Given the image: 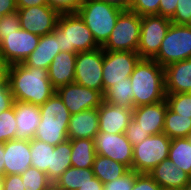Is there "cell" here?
I'll return each mask as SVG.
<instances>
[{"mask_svg":"<svg viewBox=\"0 0 191 190\" xmlns=\"http://www.w3.org/2000/svg\"><path fill=\"white\" fill-rule=\"evenodd\" d=\"M188 139H189V141H190V143H191V134L188 136Z\"/></svg>","mask_w":191,"mask_h":190,"instance_id":"55","label":"cell"},{"mask_svg":"<svg viewBox=\"0 0 191 190\" xmlns=\"http://www.w3.org/2000/svg\"><path fill=\"white\" fill-rule=\"evenodd\" d=\"M31 167L30 140L16 138L4 143V175H21Z\"/></svg>","mask_w":191,"mask_h":190,"instance_id":"16","label":"cell"},{"mask_svg":"<svg viewBox=\"0 0 191 190\" xmlns=\"http://www.w3.org/2000/svg\"><path fill=\"white\" fill-rule=\"evenodd\" d=\"M41 120L34 139L56 146L68 139L70 111L55 92L40 105Z\"/></svg>","mask_w":191,"mask_h":190,"instance_id":"3","label":"cell"},{"mask_svg":"<svg viewBox=\"0 0 191 190\" xmlns=\"http://www.w3.org/2000/svg\"><path fill=\"white\" fill-rule=\"evenodd\" d=\"M11 65L0 55V86L8 84Z\"/></svg>","mask_w":191,"mask_h":190,"instance_id":"46","label":"cell"},{"mask_svg":"<svg viewBox=\"0 0 191 190\" xmlns=\"http://www.w3.org/2000/svg\"><path fill=\"white\" fill-rule=\"evenodd\" d=\"M163 190H183L191 176L178 168L169 158L163 160L148 173Z\"/></svg>","mask_w":191,"mask_h":190,"instance_id":"19","label":"cell"},{"mask_svg":"<svg viewBox=\"0 0 191 190\" xmlns=\"http://www.w3.org/2000/svg\"><path fill=\"white\" fill-rule=\"evenodd\" d=\"M25 190H45L52 182L45 172L35 167H29L21 174Z\"/></svg>","mask_w":191,"mask_h":190,"instance_id":"33","label":"cell"},{"mask_svg":"<svg viewBox=\"0 0 191 190\" xmlns=\"http://www.w3.org/2000/svg\"><path fill=\"white\" fill-rule=\"evenodd\" d=\"M123 10L99 0H85L76 11L102 47L109 39Z\"/></svg>","mask_w":191,"mask_h":190,"instance_id":"5","label":"cell"},{"mask_svg":"<svg viewBox=\"0 0 191 190\" xmlns=\"http://www.w3.org/2000/svg\"><path fill=\"white\" fill-rule=\"evenodd\" d=\"M139 173L129 169L122 177L103 185V190H132Z\"/></svg>","mask_w":191,"mask_h":190,"instance_id":"37","label":"cell"},{"mask_svg":"<svg viewBox=\"0 0 191 190\" xmlns=\"http://www.w3.org/2000/svg\"><path fill=\"white\" fill-rule=\"evenodd\" d=\"M171 23L169 18L159 15L141 17L140 40L137 48L141 59H154L157 56Z\"/></svg>","mask_w":191,"mask_h":190,"instance_id":"11","label":"cell"},{"mask_svg":"<svg viewBox=\"0 0 191 190\" xmlns=\"http://www.w3.org/2000/svg\"><path fill=\"white\" fill-rule=\"evenodd\" d=\"M16 128L14 106L0 111V142L16 139Z\"/></svg>","mask_w":191,"mask_h":190,"instance_id":"35","label":"cell"},{"mask_svg":"<svg viewBox=\"0 0 191 190\" xmlns=\"http://www.w3.org/2000/svg\"><path fill=\"white\" fill-rule=\"evenodd\" d=\"M14 103L13 95L10 91L9 85L0 86V111L7 110L12 107Z\"/></svg>","mask_w":191,"mask_h":190,"instance_id":"43","label":"cell"},{"mask_svg":"<svg viewBox=\"0 0 191 190\" xmlns=\"http://www.w3.org/2000/svg\"><path fill=\"white\" fill-rule=\"evenodd\" d=\"M132 115L133 109H125L116 104L103 101L98 107L99 132L125 133Z\"/></svg>","mask_w":191,"mask_h":190,"instance_id":"17","label":"cell"},{"mask_svg":"<svg viewBox=\"0 0 191 190\" xmlns=\"http://www.w3.org/2000/svg\"><path fill=\"white\" fill-rule=\"evenodd\" d=\"M110 5H113L121 10H129L130 0H99Z\"/></svg>","mask_w":191,"mask_h":190,"instance_id":"50","label":"cell"},{"mask_svg":"<svg viewBox=\"0 0 191 190\" xmlns=\"http://www.w3.org/2000/svg\"><path fill=\"white\" fill-rule=\"evenodd\" d=\"M3 190H25L21 175H5Z\"/></svg>","mask_w":191,"mask_h":190,"instance_id":"44","label":"cell"},{"mask_svg":"<svg viewBox=\"0 0 191 190\" xmlns=\"http://www.w3.org/2000/svg\"><path fill=\"white\" fill-rule=\"evenodd\" d=\"M71 140L59 143L51 151V167H48L46 175L48 179L54 183L63 172L72 166L71 163Z\"/></svg>","mask_w":191,"mask_h":190,"instance_id":"25","label":"cell"},{"mask_svg":"<svg viewBox=\"0 0 191 190\" xmlns=\"http://www.w3.org/2000/svg\"><path fill=\"white\" fill-rule=\"evenodd\" d=\"M137 52L103 50V87L104 92L112 85L124 82L130 77L140 60Z\"/></svg>","mask_w":191,"mask_h":190,"instance_id":"10","label":"cell"},{"mask_svg":"<svg viewBox=\"0 0 191 190\" xmlns=\"http://www.w3.org/2000/svg\"><path fill=\"white\" fill-rule=\"evenodd\" d=\"M95 178L92 168H76L71 166L54 182L60 190H78L85 183Z\"/></svg>","mask_w":191,"mask_h":190,"instance_id":"28","label":"cell"},{"mask_svg":"<svg viewBox=\"0 0 191 190\" xmlns=\"http://www.w3.org/2000/svg\"><path fill=\"white\" fill-rule=\"evenodd\" d=\"M55 146L39 141L37 139L30 140L31 166L40 171L47 172L51 167V151Z\"/></svg>","mask_w":191,"mask_h":190,"instance_id":"32","label":"cell"},{"mask_svg":"<svg viewBox=\"0 0 191 190\" xmlns=\"http://www.w3.org/2000/svg\"><path fill=\"white\" fill-rule=\"evenodd\" d=\"M8 85L14 100L38 106L56 92L48 78V70L27 67L22 63L11 65Z\"/></svg>","mask_w":191,"mask_h":190,"instance_id":"1","label":"cell"},{"mask_svg":"<svg viewBox=\"0 0 191 190\" xmlns=\"http://www.w3.org/2000/svg\"><path fill=\"white\" fill-rule=\"evenodd\" d=\"M45 190H60V189L54 183H52Z\"/></svg>","mask_w":191,"mask_h":190,"instance_id":"53","label":"cell"},{"mask_svg":"<svg viewBox=\"0 0 191 190\" xmlns=\"http://www.w3.org/2000/svg\"><path fill=\"white\" fill-rule=\"evenodd\" d=\"M96 154L111 158L132 170L133 146L125 133L98 132L94 138Z\"/></svg>","mask_w":191,"mask_h":190,"instance_id":"13","label":"cell"},{"mask_svg":"<svg viewBox=\"0 0 191 190\" xmlns=\"http://www.w3.org/2000/svg\"><path fill=\"white\" fill-rule=\"evenodd\" d=\"M17 9L48 5L47 0H16Z\"/></svg>","mask_w":191,"mask_h":190,"instance_id":"48","label":"cell"},{"mask_svg":"<svg viewBox=\"0 0 191 190\" xmlns=\"http://www.w3.org/2000/svg\"><path fill=\"white\" fill-rule=\"evenodd\" d=\"M134 108L166 98L165 71L154 59H140L130 75Z\"/></svg>","mask_w":191,"mask_h":190,"instance_id":"2","label":"cell"},{"mask_svg":"<svg viewBox=\"0 0 191 190\" xmlns=\"http://www.w3.org/2000/svg\"><path fill=\"white\" fill-rule=\"evenodd\" d=\"M168 158L191 176V143L188 137L171 139Z\"/></svg>","mask_w":191,"mask_h":190,"instance_id":"29","label":"cell"},{"mask_svg":"<svg viewBox=\"0 0 191 190\" xmlns=\"http://www.w3.org/2000/svg\"><path fill=\"white\" fill-rule=\"evenodd\" d=\"M17 13L20 19V28L39 36L52 33L61 14L49 5L19 8Z\"/></svg>","mask_w":191,"mask_h":190,"instance_id":"12","label":"cell"},{"mask_svg":"<svg viewBox=\"0 0 191 190\" xmlns=\"http://www.w3.org/2000/svg\"><path fill=\"white\" fill-rule=\"evenodd\" d=\"M98 132V108L71 115L68 124V139H94Z\"/></svg>","mask_w":191,"mask_h":190,"instance_id":"22","label":"cell"},{"mask_svg":"<svg viewBox=\"0 0 191 190\" xmlns=\"http://www.w3.org/2000/svg\"><path fill=\"white\" fill-rule=\"evenodd\" d=\"M168 107L175 113L191 118V93H166Z\"/></svg>","mask_w":191,"mask_h":190,"instance_id":"34","label":"cell"},{"mask_svg":"<svg viewBox=\"0 0 191 190\" xmlns=\"http://www.w3.org/2000/svg\"><path fill=\"white\" fill-rule=\"evenodd\" d=\"M13 106L17 125L16 138L33 139L41 120L40 107L16 100Z\"/></svg>","mask_w":191,"mask_h":190,"instance_id":"20","label":"cell"},{"mask_svg":"<svg viewBox=\"0 0 191 190\" xmlns=\"http://www.w3.org/2000/svg\"><path fill=\"white\" fill-rule=\"evenodd\" d=\"M4 179L5 175H0V190L4 189Z\"/></svg>","mask_w":191,"mask_h":190,"instance_id":"52","label":"cell"},{"mask_svg":"<svg viewBox=\"0 0 191 190\" xmlns=\"http://www.w3.org/2000/svg\"><path fill=\"white\" fill-rule=\"evenodd\" d=\"M125 135L132 144V146L138 145L140 142L150 136L146 131L141 128L140 124L133 120V118L126 128Z\"/></svg>","mask_w":191,"mask_h":190,"instance_id":"40","label":"cell"},{"mask_svg":"<svg viewBox=\"0 0 191 190\" xmlns=\"http://www.w3.org/2000/svg\"><path fill=\"white\" fill-rule=\"evenodd\" d=\"M191 58V25L171 23L154 60L163 68Z\"/></svg>","mask_w":191,"mask_h":190,"instance_id":"7","label":"cell"},{"mask_svg":"<svg viewBox=\"0 0 191 190\" xmlns=\"http://www.w3.org/2000/svg\"><path fill=\"white\" fill-rule=\"evenodd\" d=\"M171 139L164 133L150 135L133 146L132 170L136 173H149L168 158Z\"/></svg>","mask_w":191,"mask_h":190,"instance_id":"8","label":"cell"},{"mask_svg":"<svg viewBox=\"0 0 191 190\" xmlns=\"http://www.w3.org/2000/svg\"><path fill=\"white\" fill-rule=\"evenodd\" d=\"M71 140V163L76 168H92L96 156L94 139Z\"/></svg>","mask_w":191,"mask_h":190,"instance_id":"26","label":"cell"},{"mask_svg":"<svg viewBox=\"0 0 191 190\" xmlns=\"http://www.w3.org/2000/svg\"><path fill=\"white\" fill-rule=\"evenodd\" d=\"M103 183L95 177L92 181L85 183L78 190H103Z\"/></svg>","mask_w":191,"mask_h":190,"instance_id":"49","label":"cell"},{"mask_svg":"<svg viewBox=\"0 0 191 190\" xmlns=\"http://www.w3.org/2000/svg\"><path fill=\"white\" fill-rule=\"evenodd\" d=\"M84 1L85 0H47V3L60 13H70L76 12Z\"/></svg>","mask_w":191,"mask_h":190,"instance_id":"41","label":"cell"},{"mask_svg":"<svg viewBox=\"0 0 191 190\" xmlns=\"http://www.w3.org/2000/svg\"><path fill=\"white\" fill-rule=\"evenodd\" d=\"M183 190H191V181L188 183V185Z\"/></svg>","mask_w":191,"mask_h":190,"instance_id":"54","label":"cell"},{"mask_svg":"<svg viewBox=\"0 0 191 190\" xmlns=\"http://www.w3.org/2000/svg\"><path fill=\"white\" fill-rule=\"evenodd\" d=\"M20 28L19 15L16 12L0 16V42L7 37L8 34L17 31Z\"/></svg>","mask_w":191,"mask_h":190,"instance_id":"39","label":"cell"},{"mask_svg":"<svg viewBox=\"0 0 191 190\" xmlns=\"http://www.w3.org/2000/svg\"><path fill=\"white\" fill-rule=\"evenodd\" d=\"M132 190H163L148 173H139Z\"/></svg>","mask_w":191,"mask_h":190,"instance_id":"42","label":"cell"},{"mask_svg":"<svg viewBox=\"0 0 191 190\" xmlns=\"http://www.w3.org/2000/svg\"><path fill=\"white\" fill-rule=\"evenodd\" d=\"M103 101L125 109H133V90L130 77L125 78L124 82L116 83L108 88L103 94Z\"/></svg>","mask_w":191,"mask_h":190,"instance_id":"30","label":"cell"},{"mask_svg":"<svg viewBox=\"0 0 191 190\" xmlns=\"http://www.w3.org/2000/svg\"><path fill=\"white\" fill-rule=\"evenodd\" d=\"M40 36L19 28L0 42V55L10 64L23 63L34 51Z\"/></svg>","mask_w":191,"mask_h":190,"instance_id":"14","label":"cell"},{"mask_svg":"<svg viewBox=\"0 0 191 190\" xmlns=\"http://www.w3.org/2000/svg\"><path fill=\"white\" fill-rule=\"evenodd\" d=\"M60 51L58 40L53 33L40 36L37 47L22 64L27 67L48 70L51 62Z\"/></svg>","mask_w":191,"mask_h":190,"instance_id":"24","label":"cell"},{"mask_svg":"<svg viewBox=\"0 0 191 190\" xmlns=\"http://www.w3.org/2000/svg\"><path fill=\"white\" fill-rule=\"evenodd\" d=\"M170 20L176 25H191V0H178L174 16Z\"/></svg>","mask_w":191,"mask_h":190,"instance_id":"38","label":"cell"},{"mask_svg":"<svg viewBox=\"0 0 191 190\" xmlns=\"http://www.w3.org/2000/svg\"><path fill=\"white\" fill-rule=\"evenodd\" d=\"M0 175H4V143L0 142Z\"/></svg>","mask_w":191,"mask_h":190,"instance_id":"51","label":"cell"},{"mask_svg":"<svg viewBox=\"0 0 191 190\" xmlns=\"http://www.w3.org/2000/svg\"><path fill=\"white\" fill-rule=\"evenodd\" d=\"M56 93L71 115L84 110L98 108L103 102V94L77 83H69L56 89Z\"/></svg>","mask_w":191,"mask_h":190,"instance_id":"15","label":"cell"},{"mask_svg":"<svg viewBox=\"0 0 191 190\" xmlns=\"http://www.w3.org/2000/svg\"><path fill=\"white\" fill-rule=\"evenodd\" d=\"M16 0H0V16L16 12Z\"/></svg>","mask_w":191,"mask_h":190,"instance_id":"47","label":"cell"},{"mask_svg":"<svg viewBox=\"0 0 191 190\" xmlns=\"http://www.w3.org/2000/svg\"><path fill=\"white\" fill-rule=\"evenodd\" d=\"M160 0H130L129 10L139 16L159 15Z\"/></svg>","mask_w":191,"mask_h":190,"instance_id":"36","label":"cell"},{"mask_svg":"<svg viewBox=\"0 0 191 190\" xmlns=\"http://www.w3.org/2000/svg\"><path fill=\"white\" fill-rule=\"evenodd\" d=\"M163 133L170 139L188 137L191 134V118L181 116L168 107L165 113Z\"/></svg>","mask_w":191,"mask_h":190,"instance_id":"31","label":"cell"},{"mask_svg":"<svg viewBox=\"0 0 191 190\" xmlns=\"http://www.w3.org/2000/svg\"><path fill=\"white\" fill-rule=\"evenodd\" d=\"M93 173L103 184L122 177L129 169L121 163L96 154L93 163Z\"/></svg>","mask_w":191,"mask_h":190,"instance_id":"27","label":"cell"},{"mask_svg":"<svg viewBox=\"0 0 191 190\" xmlns=\"http://www.w3.org/2000/svg\"><path fill=\"white\" fill-rule=\"evenodd\" d=\"M178 0H160L159 16L171 19L174 16Z\"/></svg>","mask_w":191,"mask_h":190,"instance_id":"45","label":"cell"},{"mask_svg":"<svg viewBox=\"0 0 191 190\" xmlns=\"http://www.w3.org/2000/svg\"><path fill=\"white\" fill-rule=\"evenodd\" d=\"M168 108L166 99L153 104L133 108L132 118L149 135L163 133L165 113Z\"/></svg>","mask_w":191,"mask_h":190,"instance_id":"18","label":"cell"},{"mask_svg":"<svg viewBox=\"0 0 191 190\" xmlns=\"http://www.w3.org/2000/svg\"><path fill=\"white\" fill-rule=\"evenodd\" d=\"M166 93H191V58L164 67Z\"/></svg>","mask_w":191,"mask_h":190,"instance_id":"23","label":"cell"},{"mask_svg":"<svg viewBox=\"0 0 191 190\" xmlns=\"http://www.w3.org/2000/svg\"><path fill=\"white\" fill-rule=\"evenodd\" d=\"M102 47L77 53L74 82L104 94Z\"/></svg>","mask_w":191,"mask_h":190,"instance_id":"9","label":"cell"},{"mask_svg":"<svg viewBox=\"0 0 191 190\" xmlns=\"http://www.w3.org/2000/svg\"><path fill=\"white\" fill-rule=\"evenodd\" d=\"M140 30L141 16L131 10H123L102 49L107 51L137 52Z\"/></svg>","mask_w":191,"mask_h":190,"instance_id":"6","label":"cell"},{"mask_svg":"<svg viewBox=\"0 0 191 190\" xmlns=\"http://www.w3.org/2000/svg\"><path fill=\"white\" fill-rule=\"evenodd\" d=\"M77 53L60 51L48 68V78L55 89L74 83Z\"/></svg>","mask_w":191,"mask_h":190,"instance_id":"21","label":"cell"},{"mask_svg":"<svg viewBox=\"0 0 191 190\" xmlns=\"http://www.w3.org/2000/svg\"><path fill=\"white\" fill-rule=\"evenodd\" d=\"M52 33L58 40L60 50L64 52L79 53L100 47L76 12L61 13Z\"/></svg>","mask_w":191,"mask_h":190,"instance_id":"4","label":"cell"}]
</instances>
